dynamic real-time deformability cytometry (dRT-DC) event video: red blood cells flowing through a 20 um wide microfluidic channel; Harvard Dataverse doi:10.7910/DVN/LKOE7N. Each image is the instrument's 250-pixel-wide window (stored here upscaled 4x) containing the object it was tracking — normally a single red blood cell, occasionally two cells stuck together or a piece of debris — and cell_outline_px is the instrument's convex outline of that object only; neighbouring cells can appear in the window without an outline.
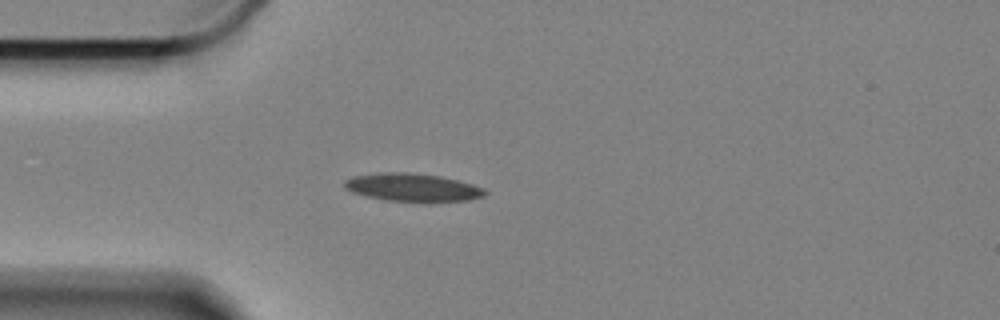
{"species": "Egyptian fruit bat (a non-hibernating species)", "species_latin": "Rousettus aegyptiacus", "temperature_condition": "cold", "stored_images_in_passage": 45, "camera_frame_rate_fps": 3000, "um_per_image_px": 0.085, "animal": {"sex": "female"}, "frame": {"image": 1, "passage_image": 1, "time_ms": 0.0, "image_size_px": [1000, 320], "cell_outline_px": [[488, 192], [484, 196], [468, 200], [424, 204], [384, 200], [364, 196], [352, 192], [344, 188], [344, 180], [352, 176], [380, 172], [408, 172], [440, 176], [472, 184], [484, 188]], "centroid_in_image_um": [35.06, 15.96], "position_along_channel_um": 49.9, "area_um2": 23.76}}
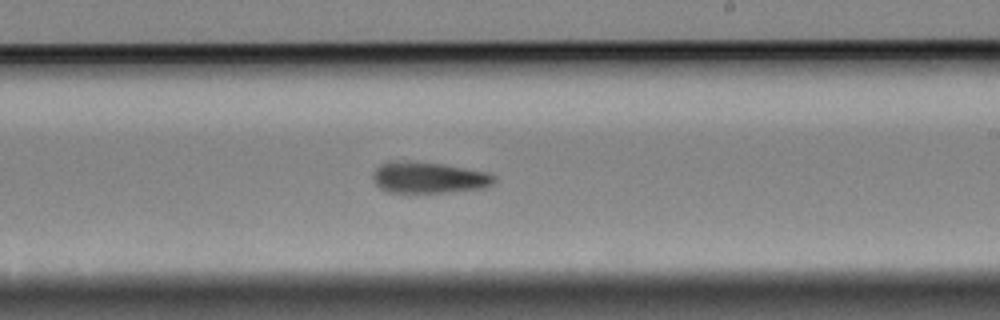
{"frame": {"image": 2, "passage_image": 20, "time_ms": 6.333, "image_size_px": [1000, 320], "cell_outline_px": [[496, 180], [492, 184], [484, 188], [448, 192], [388, 192], [380, 188], [372, 180], [372, 172], [380, 164], [388, 160], [400, 160], [444, 164], [488, 172], [496, 176]], "centroid_in_image_um": [36.42, 15.08], "position_along_channel_um": 252.6, "area_um2": 22.37}}
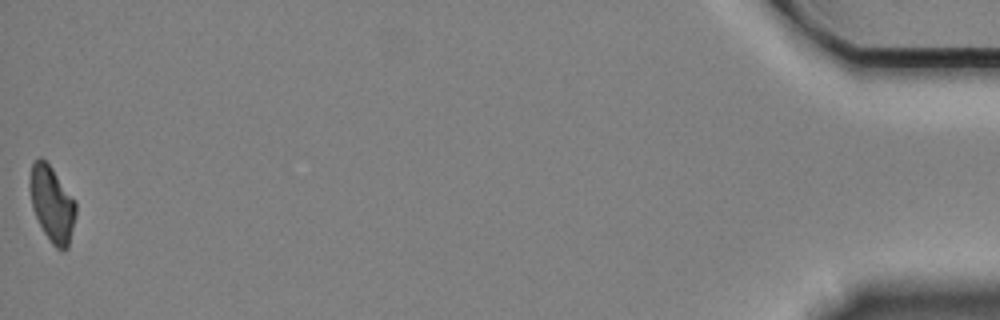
{"frame": {"image": 3, "passage_image": 45, "time_ms": 14.667, "image_size_px": [1000, 320], "cell_outline_px": [[76, 212], [68, 248], [64, 252], [56, 248], [52, 244], [44, 232], [32, 208], [28, 188], [28, 184], [32, 164], [40, 156], [52, 168], [76, 204]], "centroid_in_image_um": [4.39, 17.36], "position_along_channel_um": 430.8, "area_um2": 20.06}}